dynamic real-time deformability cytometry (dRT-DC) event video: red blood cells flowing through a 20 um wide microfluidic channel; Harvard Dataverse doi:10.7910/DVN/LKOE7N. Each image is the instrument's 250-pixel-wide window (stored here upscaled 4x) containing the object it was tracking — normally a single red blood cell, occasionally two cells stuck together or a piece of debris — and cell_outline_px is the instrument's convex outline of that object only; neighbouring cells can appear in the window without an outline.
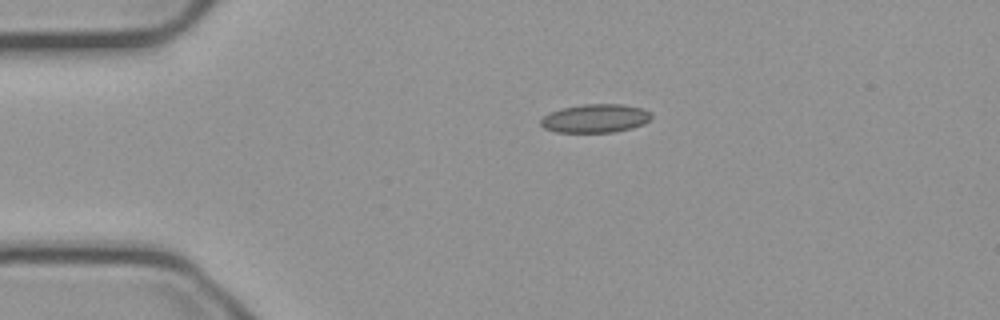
{"species": "common noctule bat (a hibernating species)", "species_latin": "Nyctalus noctula", "temperature_condition": "cold", "stored_images_in_passage": 44, "camera_frame_rate_fps": 3000, "um_per_image_px": 0.085, "animal": {"sex": "male", "body_mass_g": 23.1, "forearm_length_mm": 52.7}, "frame": {"image": 1, "passage_image": 1, "time_ms": 0.0, "image_size_px": [1000, 320], "cell_outline_px": [[652, 116], [644, 124], [632, 128], [612, 132], [556, 132], [544, 128], [540, 124], [540, 120], [548, 112], [564, 108], [584, 104], [624, 104], [644, 108], [652, 112]], "centroid_in_image_um": [50.63, 10.05], "position_along_channel_um": 34.4, "area_um2": 18.5}}
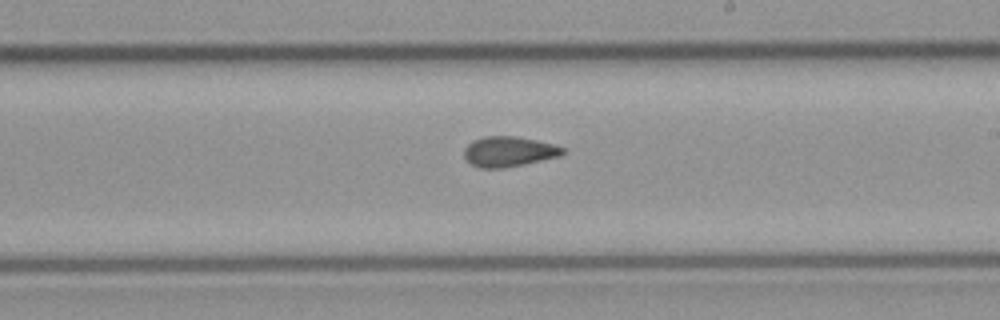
{"frame": {"image": 2, "passage_image": 21, "time_ms": 6.667, "image_size_px": [1000, 320], "cell_outline_px": [[564, 152], [560, 156], [524, 164], [504, 168], [480, 168], [464, 160], [464, 148], [472, 140], [484, 136], [516, 136], [556, 144], [564, 148]], "centroid_in_image_um": [43.22, 12.88], "position_along_channel_um": 245.8, "area_um2": 17.51}}
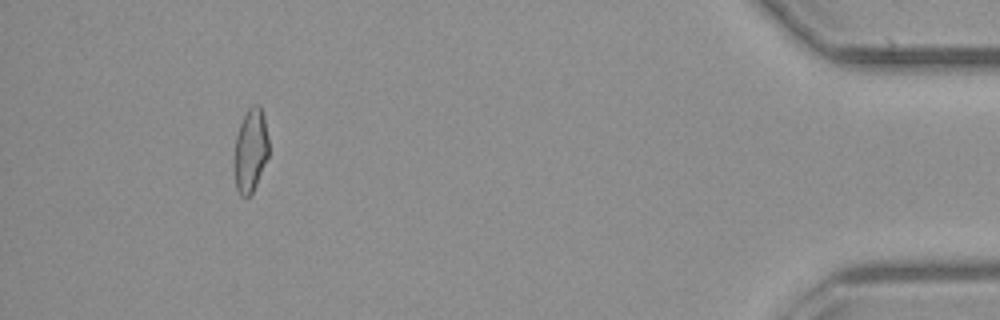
{"frame": {"image": 3, "passage_image": 40, "time_ms": 13.0, "image_size_px": [1000, 320], "cell_outline_px": [[268, 156], [256, 184], [252, 192], [248, 196], [240, 196], [236, 188], [236, 136], [240, 124], [248, 108], [252, 104], [260, 104], [264, 112], [268, 140]], "centroid_in_image_um": [21.33, 12.71], "position_along_channel_um": 413.9, "area_um2": 16.36}, "authors_computed_cell_mechanics": {"area_um2": 17.5423, "velocity_mm_per_s": 3.7535, "shape_relaxation_time_tau1_ms": null, "shape_relaxation_time_tau2_ms": 1.7253, "deformation_change_tau1": null, "deformation_change_tau2": 0.0714}}